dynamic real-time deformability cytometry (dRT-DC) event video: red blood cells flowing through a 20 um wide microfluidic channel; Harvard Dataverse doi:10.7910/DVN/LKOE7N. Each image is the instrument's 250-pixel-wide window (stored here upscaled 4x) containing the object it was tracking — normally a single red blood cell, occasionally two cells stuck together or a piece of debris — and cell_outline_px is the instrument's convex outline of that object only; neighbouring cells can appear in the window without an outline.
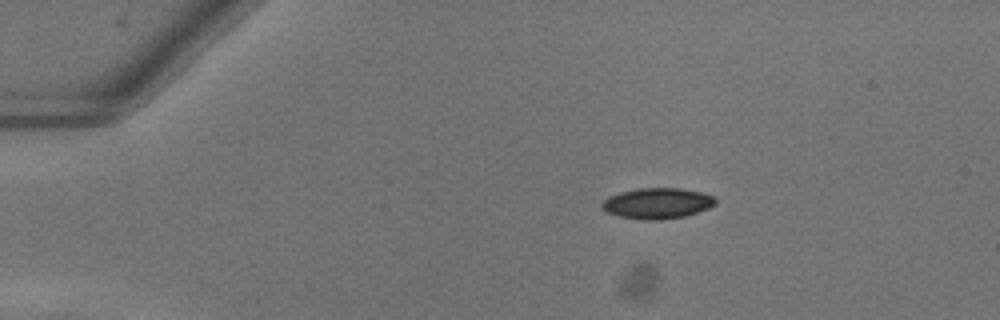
{"species": "common noctule bat (a hibernating species)", "species_latin": "Nyctalus noctula", "temperature_condition": "warm", "stored_images_in_passage": 43, "camera_frame_rate_fps": 3000, "um_per_image_px": 0.085, "animal": {"sex": "female"}, "frame": {"image": 1, "passage_image": 1, "time_ms": 0.0, "image_size_px": [1000, 320], "cell_outline_px": [[716, 204], [708, 208], [684, 216], [660, 220], [644, 220], [620, 216], [608, 212], [600, 208], [600, 204], [608, 196], [620, 192], [640, 188], [680, 188], [700, 192], [716, 196]], "centroid_in_image_um": [55.86, 17.27], "position_along_channel_um": 29.1, "area_um2": 20.35}}
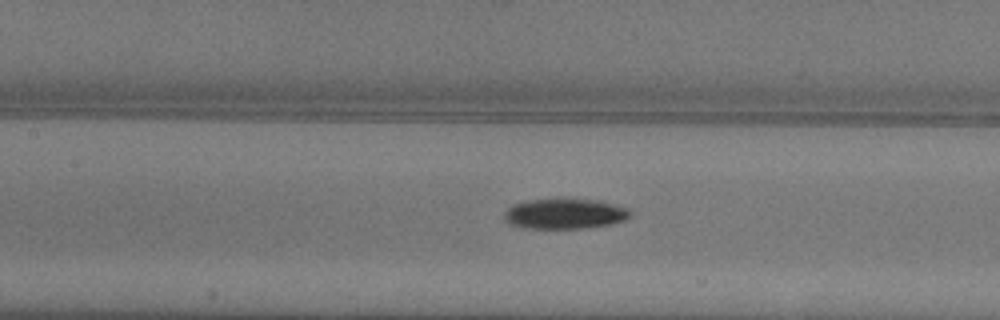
{"frame": {"image": 2, "passage_image": 16, "time_ms": 5.0, "image_size_px": [1000, 320], "cell_outline_px": [[632, 216], [624, 220], [612, 224], [588, 228], [524, 228], [508, 224], [504, 220], [504, 212], [512, 204], [524, 200], [596, 200], [628, 208], [632, 212]], "centroid_in_image_um": [47.99, 18.19], "position_along_channel_um": 159.4, "area_um2": 22.2}}
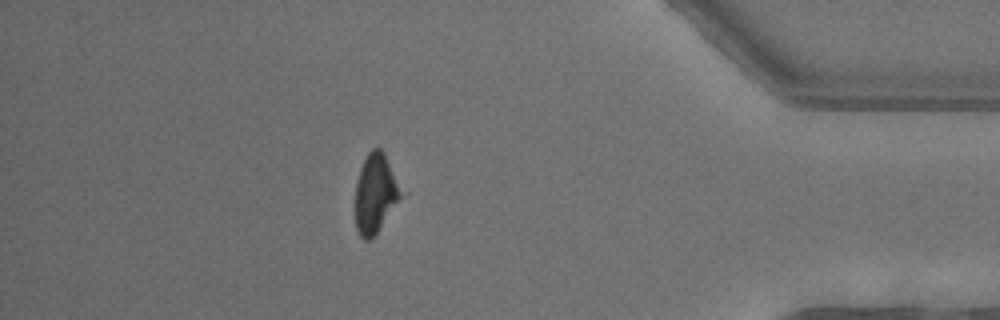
{"frame": {"image": 3, "passage_image": 37, "time_ms": 12.0, "image_size_px": [1000, 320], "cell_outline_px": [[408, 192], [376, 232], [368, 240], [364, 240], [360, 236], [356, 228], [356, 184], [360, 168], [368, 152], [372, 148], [380, 148], [384, 152]], "centroid_in_image_um": [32.0, 16.39], "position_along_channel_um": 403.2, "area_um2": 21.79}, "authors_computed_cell_mechanics": {"area_um2": 22.0218, "velocity_mm_per_s": 4.0409, "shape_relaxation_time_tau1_ms": 1.8042, "shape_relaxation_time_tau2_ms": null, "deformation_change_tau1": 0.1265, "deformation_change_tau2": null}}